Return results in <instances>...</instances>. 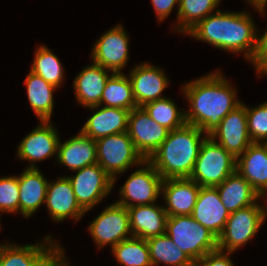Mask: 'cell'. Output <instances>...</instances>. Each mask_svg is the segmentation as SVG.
Returning <instances> with one entry per match:
<instances>
[{"mask_svg":"<svg viewBox=\"0 0 267 266\" xmlns=\"http://www.w3.org/2000/svg\"><path fill=\"white\" fill-rule=\"evenodd\" d=\"M19 212L23 217H31L45 203L48 181L38 168H26L18 176Z\"/></svg>","mask_w":267,"mask_h":266,"instance_id":"cell-24","label":"cell"},{"mask_svg":"<svg viewBox=\"0 0 267 266\" xmlns=\"http://www.w3.org/2000/svg\"><path fill=\"white\" fill-rule=\"evenodd\" d=\"M31 72L42 77L56 88L63 85L64 71L59 58L46 46H40L35 51Z\"/></svg>","mask_w":267,"mask_h":266,"instance_id":"cell-33","label":"cell"},{"mask_svg":"<svg viewBox=\"0 0 267 266\" xmlns=\"http://www.w3.org/2000/svg\"><path fill=\"white\" fill-rule=\"evenodd\" d=\"M117 262L123 266H153L145 239L131 237L112 247Z\"/></svg>","mask_w":267,"mask_h":266,"instance_id":"cell-31","label":"cell"},{"mask_svg":"<svg viewBox=\"0 0 267 266\" xmlns=\"http://www.w3.org/2000/svg\"><path fill=\"white\" fill-rule=\"evenodd\" d=\"M215 187L219 192L221 202L229 213L250 206L263 198L237 171Z\"/></svg>","mask_w":267,"mask_h":266,"instance_id":"cell-26","label":"cell"},{"mask_svg":"<svg viewBox=\"0 0 267 266\" xmlns=\"http://www.w3.org/2000/svg\"><path fill=\"white\" fill-rule=\"evenodd\" d=\"M153 266L164 263L168 266H195V262L174 244L167 234L146 240Z\"/></svg>","mask_w":267,"mask_h":266,"instance_id":"cell-28","label":"cell"},{"mask_svg":"<svg viewBox=\"0 0 267 266\" xmlns=\"http://www.w3.org/2000/svg\"><path fill=\"white\" fill-rule=\"evenodd\" d=\"M127 133L137 151L148 160L166 140L169 130L153 120L143 107L130 111Z\"/></svg>","mask_w":267,"mask_h":266,"instance_id":"cell-11","label":"cell"},{"mask_svg":"<svg viewBox=\"0 0 267 266\" xmlns=\"http://www.w3.org/2000/svg\"><path fill=\"white\" fill-rule=\"evenodd\" d=\"M40 123L42 124L26 135L18 146L19 159L31 162L27 168H38L35 166V161L45 160L58 152L60 140L58 132L49 121Z\"/></svg>","mask_w":267,"mask_h":266,"instance_id":"cell-15","label":"cell"},{"mask_svg":"<svg viewBox=\"0 0 267 266\" xmlns=\"http://www.w3.org/2000/svg\"><path fill=\"white\" fill-rule=\"evenodd\" d=\"M250 62L255 66L256 71L267 62V29L263 35L257 37L256 50Z\"/></svg>","mask_w":267,"mask_h":266,"instance_id":"cell-37","label":"cell"},{"mask_svg":"<svg viewBox=\"0 0 267 266\" xmlns=\"http://www.w3.org/2000/svg\"><path fill=\"white\" fill-rule=\"evenodd\" d=\"M265 206L259 202L230 213L222 234L218 237V249L235 252L261 228L265 222Z\"/></svg>","mask_w":267,"mask_h":266,"instance_id":"cell-7","label":"cell"},{"mask_svg":"<svg viewBox=\"0 0 267 266\" xmlns=\"http://www.w3.org/2000/svg\"><path fill=\"white\" fill-rule=\"evenodd\" d=\"M129 38L121 24L106 31L95 43L91 57L93 63L112 73H121L128 62Z\"/></svg>","mask_w":267,"mask_h":266,"instance_id":"cell-13","label":"cell"},{"mask_svg":"<svg viewBox=\"0 0 267 266\" xmlns=\"http://www.w3.org/2000/svg\"><path fill=\"white\" fill-rule=\"evenodd\" d=\"M247 130L252 142L267 140V102L253 107H246Z\"/></svg>","mask_w":267,"mask_h":266,"instance_id":"cell-34","label":"cell"},{"mask_svg":"<svg viewBox=\"0 0 267 266\" xmlns=\"http://www.w3.org/2000/svg\"><path fill=\"white\" fill-rule=\"evenodd\" d=\"M237 158L210 136L202 142L190 179L201 187H215L236 172Z\"/></svg>","mask_w":267,"mask_h":266,"instance_id":"cell-5","label":"cell"},{"mask_svg":"<svg viewBox=\"0 0 267 266\" xmlns=\"http://www.w3.org/2000/svg\"><path fill=\"white\" fill-rule=\"evenodd\" d=\"M72 177H68L79 205L88 212L110 194L113 179L98 164L85 166Z\"/></svg>","mask_w":267,"mask_h":266,"instance_id":"cell-9","label":"cell"},{"mask_svg":"<svg viewBox=\"0 0 267 266\" xmlns=\"http://www.w3.org/2000/svg\"><path fill=\"white\" fill-rule=\"evenodd\" d=\"M130 72L128 77L137 107L165 98L161 94L168 86L169 81L162 68L146 62L137 65Z\"/></svg>","mask_w":267,"mask_h":266,"instance_id":"cell-16","label":"cell"},{"mask_svg":"<svg viewBox=\"0 0 267 266\" xmlns=\"http://www.w3.org/2000/svg\"><path fill=\"white\" fill-rule=\"evenodd\" d=\"M207 136L198 127L185 124L181 128L169 131L166 140L148 161L163 180L189 178L198 158L200 146Z\"/></svg>","mask_w":267,"mask_h":266,"instance_id":"cell-3","label":"cell"},{"mask_svg":"<svg viewBox=\"0 0 267 266\" xmlns=\"http://www.w3.org/2000/svg\"><path fill=\"white\" fill-rule=\"evenodd\" d=\"M208 136L235 158L244 153L252 143L247 130L246 104L241 103L229 112Z\"/></svg>","mask_w":267,"mask_h":266,"instance_id":"cell-12","label":"cell"},{"mask_svg":"<svg viewBox=\"0 0 267 266\" xmlns=\"http://www.w3.org/2000/svg\"><path fill=\"white\" fill-rule=\"evenodd\" d=\"M45 205L55 222L63 221L69 216L78 221L86 212L79 205L67 176L58 178L56 182H48Z\"/></svg>","mask_w":267,"mask_h":266,"instance_id":"cell-19","label":"cell"},{"mask_svg":"<svg viewBox=\"0 0 267 266\" xmlns=\"http://www.w3.org/2000/svg\"><path fill=\"white\" fill-rule=\"evenodd\" d=\"M18 176L0 178V213L19 212Z\"/></svg>","mask_w":267,"mask_h":266,"instance_id":"cell-35","label":"cell"},{"mask_svg":"<svg viewBox=\"0 0 267 266\" xmlns=\"http://www.w3.org/2000/svg\"><path fill=\"white\" fill-rule=\"evenodd\" d=\"M255 9L258 10L264 16V9L267 3V0H247Z\"/></svg>","mask_w":267,"mask_h":266,"instance_id":"cell-40","label":"cell"},{"mask_svg":"<svg viewBox=\"0 0 267 266\" xmlns=\"http://www.w3.org/2000/svg\"><path fill=\"white\" fill-rule=\"evenodd\" d=\"M166 234L195 263L218 249V238L191 215L169 216Z\"/></svg>","mask_w":267,"mask_h":266,"instance_id":"cell-4","label":"cell"},{"mask_svg":"<svg viewBox=\"0 0 267 266\" xmlns=\"http://www.w3.org/2000/svg\"><path fill=\"white\" fill-rule=\"evenodd\" d=\"M215 72L183 85V93L190 106L185 112L186 124L194 125L209 135L221 120L242 102L237 100L235 88Z\"/></svg>","mask_w":267,"mask_h":266,"instance_id":"cell-1","label":"cell"},{"mask_svg":"<svg viewBox=\"0 0 267 266\" xmlns=\"http://www.w3.org/2000/svg\"><path fill=\"white\" fill-rule=\"evenodd\" d=\"M105 106L127 109L129 111L137 107L133 97L132 86L129 77L124 73H113L107 80L99 107Z\"/></svg>","mask_w":267,"mask_h":266,"instance_id":"cell-29","label":"cell"},{"mask_svg":"<svg viewBox=\"0 0 267 266\" xmlns=\"http://www.w3.org/2000/svg\"><path fill=\"white\" fill-rule=\"evenodd\" d=\"M57 161L72 171L97 163L96 140L81 131L64 143L59 140Z\"/></svg>","mask_w":267,"mask_h":266,"instance_id":"cell-23","label":"cell"},{"mask_svg":"<svg viewBox=\"0 0 267 266\" xmlns=\"http://www.w3.org/2000/svg\"><path fill=\"white\" fill-rule=\"evenodd\" d=\"M127 210L133 237L147 240L166 233L168 215L162 205H136Z\"/></svg>","mask_w":267,"mask_h":266,"instance_id":"cell-22","label":"cell"},{"mask_svg":"<svg viewBox=\"0 0 267 266\" xmlns=\"http://www.w3.org/2000/svg\"><path fill=\"white\" fill-rule=\"evenodd\" d=\"M236 171L263 197L267 193V148L252 142L237 158Z\"/></svg>","mask_w":267,"mask_h":266,"instance_id":"cell-20","label":"cell"},{"mask_svg":"<svg viewBox=\"0 0 267 266\" xmlns=\"http://www.w3.org/2000/svg\"><path fill=\"white\" fill-rule=\"evenodd\" d=\"M142 165L144 168H138L127 178L119 191L121 199L116 203L126 208L156 203L161 195L163 178L148 160H144Z\"/></svg>","mask_w":267,"mask_h":266,"instance_id":"cell-8","label":"cell"},{"mask_svg":"<svg viewBox=\"0 0 267 266\" xmlns=\"http://www.w3.org/2000/svg\"><path fill=\"white\" fill-rule=\"evenodd\" d=\"M24 84L27 86L28 100L40 121H49L53 112V92L57 89L42 77L30 71Z\"/></svg>","mask_w":267,"mask_h":266,"instance_id":"cell-27","label":"cell"},{"mask_svg":"<svg viewBox=\"0 0 267 266\" xmlns=\"http://www.w3.org/2000/svg\"><path fill=\"white\" fill-rule=\"evenodd\" d=\"M44 241L35 245H0V266H44L61 249L50 236Z\"/></svg>","mask_w":267,"mask_h":266,"instance_id":"cell-14","label":"cell"},{"mask_svg":"<svg viewBox=\"0 0 267 266\" xmlns=\"http://www.w3.org/2000/svg\"><path fill=\"white\" fill-rule=\"evenodd\" d=\"M221 0H180L177 11V31L187 33L199 21L216 10Z\"/></svg>","mask_w":267,"mask_h":266,"instance_id":"cell-30","label":"cell"},{"mask_svg":"<svg viewBox=\"0 0 267 266\" xmlns=\"http://www.w3.org/2000/svg\"><path fill=\"white\" fill-rule=\"evenodd\" d=\"M256 73L258 74V76L262 74L267 75V62Z\"/></svg>","mask_w":267,"mask_h":266,"instance_id":"cell-41","label":"cell"},{"mask_svg":"<svg viewBox=\"0 0 267 266\" xmlns=\"http://www.w3.org/2000/svg\"><path fill=\"white\" fill-rule=\"evenodd\" d=\"M108 69L92 63L84 68L74 80L76 100L85 107L99 106L105 84L112 74Z\"/></svg>","mask_w":267,"mask_h":266,"instance_id":"cell-25","label":"cell"},{"mask_svg":"<svg viewBox=\"0 0 267 266\" xmlns=\"http://www.w3.org/2000/svg\"><path fill=\"white\" fill-rule=\"evenodd\" d=\"M150 117L169 131L183 127L186 124L185 112L179 110L172 99L162 98L142 106Z\"/></svg>","mask_w":267,"mask_h":266,"instance_id":"cell-32","label":"cell"},{"mask_svg":"<svg viewBox=\"0 0 267 266\" xmlns=\"http://www.w3.org/2000/svg\"><path fill=\"white\" fill-rule=\"evenodd\" d=\"M229 252L215 250L206 254L195 263V266H234Z\"/></svg>","mask_w":267,"mask_h":266,"instance_id":"cell-36","label":"cell"},{"mask_svg":"<svg viewBox=\"0 0 267 266\" xmlns=\"http://www.w3.org/2000/svg\"><path fill=\"white\" fill-rule=\"evenodd\" d=\"M256 29L247 12L216 10L215 14L199 21L187 34L218 49L233 53L245 51L244 57L251 61L257 46Z\"/></svg>","mask_w":267,"mask_h":266,"instance_id":"cell-2","label":"cell"},{"mask_svg":"<svg viewBox=\"0 0 267 266\" xmlns=\"http://www.w3.org/2000/svg\"><path fill=\"white\" fill-rule=\"evenodd\" d=\"M230 213L221 202L216 187H201L191 216L217 238L222 234Z\"/></svg>","mask_w":267,"mask_h":266,"instance_id":"cell-18","label":"cell"},{"mask_svg":"<svg viewBox=\"0 0 267 266\" xmlns=\"http://www.w3.org/2000/svg\"><path fill=\"white\" fill-rule=\"evenodd\" d=\"M201 186L190 178L165 179L161 194L166 201L164 210L169 216L191 215Z\"/></svg>","mask_w":267,"mask_h":266,"instance_id":"cell-17","label":"cell"},{"mask_svg":"<svg viewBox=\"0 0 267 266\" xmlns=\"http://www.w3.org/2000/svg\"><path fill=\"white\" fill-rule=\"evenodd\" d=\"M97 163L110 175L113 183L116 175L133 165L140 166L143 156L137 151L127 131L96 140Z\"/></svg>","mask_w":267,"mask_h":266,"instance_id":"cell-6","label":"cell"},{"mask_svg":"<svg viewBox=\"0 0 267 266\" xmlns=\"http://www.w3.org/2000/svg\"><path fill=\"white\" fill-rule=\"evenodd\" d=\"M180 0H151L152 6L156 12L158 21H163L171 13L173 7L178 5Z\"/></svg>","mask_w":267,"mask_h":266,"instance_id":"cell-38","label":"cell"},{"mask_svg":"<svg viewBox=\"0 0 267 266\" xmlns=\"http://www.w3.org/2000/svg\"><path fill=\"white\" fill-rule=\"evenodd\" d=\"M65 251L61 248L44 266H66Z\"/></svg>","mask_w":267,"mask_h":266,"instance_id":"cell-39","label":"cell"},{"mask_svg":"<svg viewBox=\"0 0 267 266\" xmlns=\"http://www.w3.org/2000/svg\"><path fill=\"white\" fill-rule=\"evenodd\" d=\"M99 106L89 107L96 112L85 122L81 132L97 140L109 135L126 132L128 129V118L130 111L116 107L104 106L97 111Z\"/></svg>","mask_w":267,"mask_h":266,"instance_id":"cell-21","label":"cell"},{"mask_svg":"<svg viewBox=\"0 0 267 266\" xmlns=\"http://www.w3.org/2000/svg\"><path fill=\"white\" fill-rule=\"evenodd\" d=\"M265 196H266L265 216L267 217V193L263 197Z\"/></svg>","mask_w":267,"mask_h":266,"instance_id":"cell-42","label":"cell"},{"mask_svg":"<svg viewBox=\"0 0 267 266\" xmlns=\"http://www.w3.org/2000/svg\"><path fill=\"white\" fill-rule=\"evenodd\" d=\"M264 144H265V146H266V148H267V140L265 141V142H263Z\"/></svg>","mask_w":267,"mask_h":266,"instance_id":"cell-43","label":"cell"},{"mask_svg":"<svg viewBox=\"0 0 267 266\" xmlns=\"http://www.w3.org/2000/svg\"><path fill=\"white\" fill-rule=\"evenodd\" d=\"M89 231L100 248L107 244L112 248L121 241L133 237L127 208L116 202L109 205L91 222Z\"/></svg>","mask_w":267,"mask_h":266,"instance_id":"cell-10","label":"cell"}]
</instances>
